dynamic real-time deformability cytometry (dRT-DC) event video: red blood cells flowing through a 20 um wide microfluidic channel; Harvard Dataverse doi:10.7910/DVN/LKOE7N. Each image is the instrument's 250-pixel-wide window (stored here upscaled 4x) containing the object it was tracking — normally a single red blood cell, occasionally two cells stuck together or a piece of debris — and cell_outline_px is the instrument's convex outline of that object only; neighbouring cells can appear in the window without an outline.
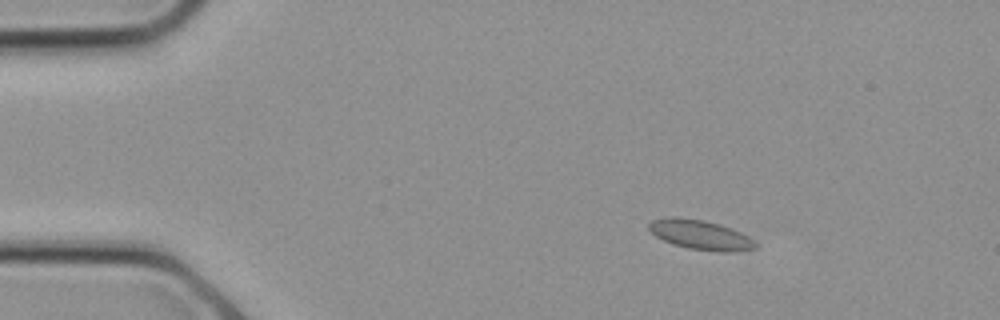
{"species": "common noctule bat (a hibernating species)", "species_latin": "Nyctalus noctula", "temperature_condition": "cold", "stored_images_in_passage": 13, "camera_frame_rate_fps": 3000, "um_per_image_px": 0.085, "animal": {"sex": "female", "body_mass_g": 21.9}, "frame": {"image": 1, "passage_image": 1, "time_ms": 0.0, "image_size_px": [1000, 320], "cell_outline_px": [[756, 248], [728, 252], [720, 252], [688, 248], [672, 244], [656, 236], [648, 228], [648, 224], [652, 220], [668, 216], [676, 216], [704, 220], [720, 224], [732, 228], [748, 236], [756, 244]], "centroid_in_image_um": [59.5, 19.94], "position_along_channel_um": 25.5, "area_um2": 18.38}}
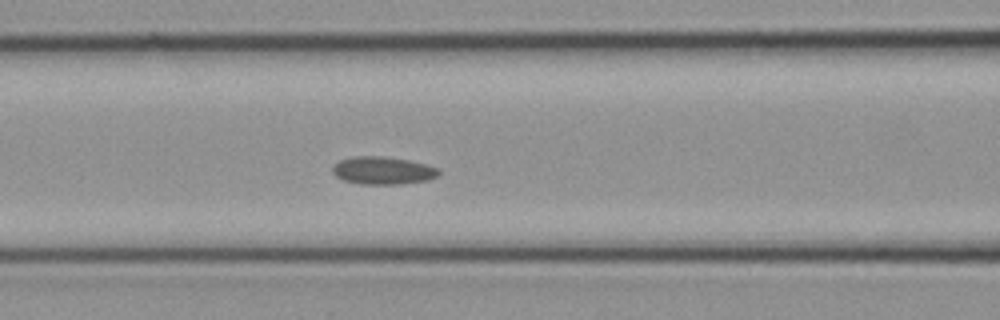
{"frame": {"image": 2, "passage_image": 8, "time_ms": 2.333, "image_size_px": [1000, 320], "cell_outline_px": [[440, 172], [436, 176], [428, 180], [400, 184], [360, 184], [344, 180], [336, 176], [332, 172], [332, 164], [340, 160], [352, 156], [384, 156], [408, 160], [440, 168]], "centroid_in_image_um": [32.51, 14.49], "position_along_channel_um": 134.1, "area_um2": 17.22}}
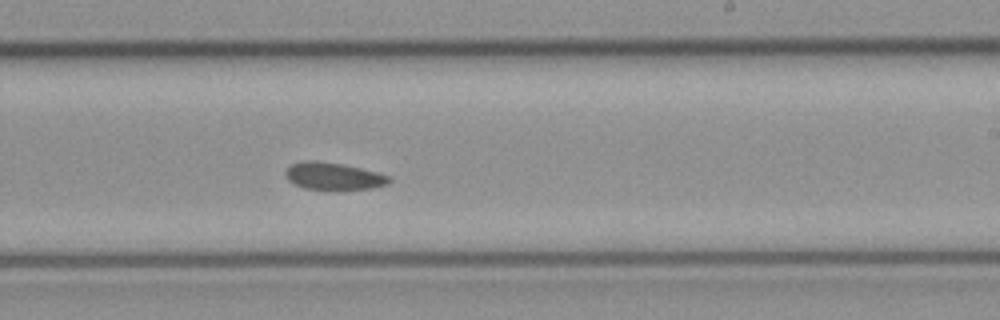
{"frame": {"image": 3, "passage_image": 13, "time_ms": 4.0, "image_size_px": [1000, 320], "cell_outline_px": [[392, 180], [388, 184], [372, 188], [304, 188], [288, 180], [284, 176], [284, 172], [292, 164], [300, 160], [316, 160], [340, 164], [360, 168], [376, 172], [388, 176]], "centroid_in_image_um": [28.3, 14.94], "position_along_channel_um": 260.7, "area_um2": 16.01}}